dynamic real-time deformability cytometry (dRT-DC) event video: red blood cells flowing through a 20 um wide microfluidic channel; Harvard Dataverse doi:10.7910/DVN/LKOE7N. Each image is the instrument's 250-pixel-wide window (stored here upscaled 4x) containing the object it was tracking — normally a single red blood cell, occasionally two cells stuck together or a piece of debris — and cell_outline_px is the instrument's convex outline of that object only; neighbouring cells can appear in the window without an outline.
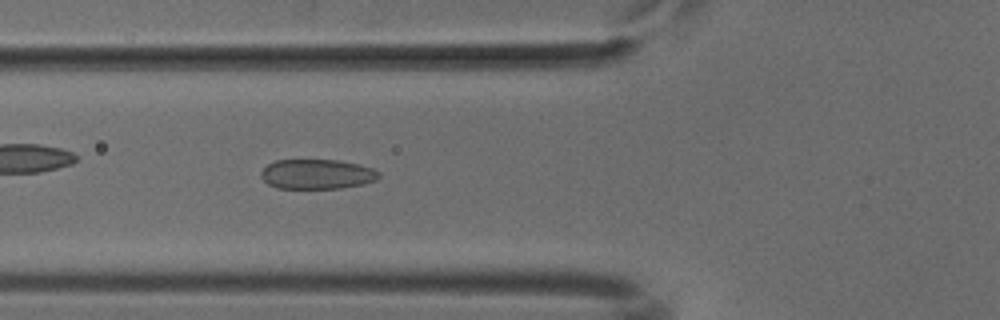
{"species": "common noctule bat (a hibernating species)", "species_latin": "Nyctalus noctula", "temperature_condition": "cold", "stored_images_in_passage": 51, "camera_frame_rate_fps": 3000, "um_per_image_px": 0.085, "animal": {"sex": "male", "body_mass_g": 18.8}, "frame": {"image": 1, "passage_image": 18, "time_ms": 5.667, "image_size_px": [1000, 320], "cell_outline_px": [[380, 176], [376, 180], [364, 184], [340, 188], [276, 188], [268, 184], [260, 176], [260, 172], [268, 164], [276, 160], [336, 160], [356, 164], [372, 168], [380, 172]], "centroid_in_image_um": [26.93, 14.81], "position_along_channel_um": 98.9, "area_um2": 20.4}}
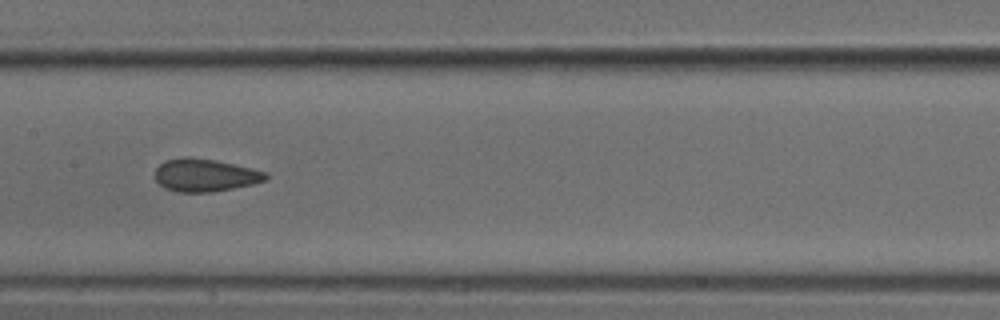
{"frame": {"image": 2, "passage_image": 25, "time_ms": 8.0, "image_size_px": [1000, 320], "cell_outline_px": [[268, 176], [264, 180], [252, 184], [212, 192], [176, 192], [164, 188], [156, 180], [156, 168], [164, 160], [184, 156], [188, 156], [216, 160], [264, 172]], "centroid_in_image_um": [17.35, 14.88], "position_along_channel_um": 190.0, "area_um2": 20.92}}
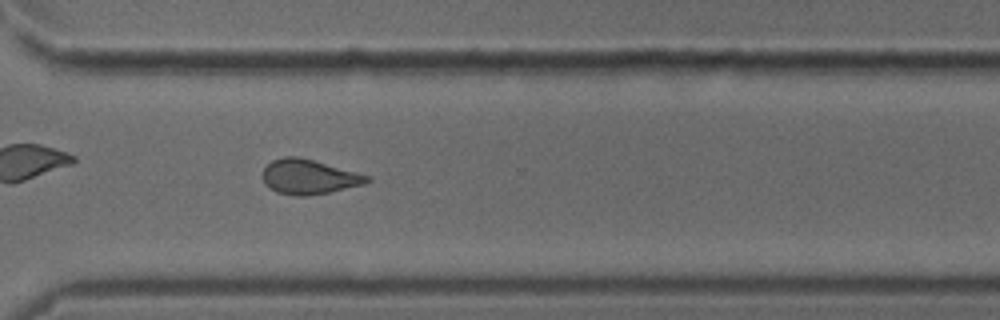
{"frame": {"image": 3, "passage_image": 37, "time_ms": 12.0, "image_size_px": [1000, 320], "cell_outline_px": [[372, 180], [364, 184], [328, 192], [304, 196], [296, 196], [276, 192], [264, 184], [264, 168], [272, 160], [284, 156], [296, 156], [312, 160], [368, 176]], "centroid_in_image_um": [26.21, 15.04], "position_along_channel_um": 344.4, "area_um2": 20.63}}